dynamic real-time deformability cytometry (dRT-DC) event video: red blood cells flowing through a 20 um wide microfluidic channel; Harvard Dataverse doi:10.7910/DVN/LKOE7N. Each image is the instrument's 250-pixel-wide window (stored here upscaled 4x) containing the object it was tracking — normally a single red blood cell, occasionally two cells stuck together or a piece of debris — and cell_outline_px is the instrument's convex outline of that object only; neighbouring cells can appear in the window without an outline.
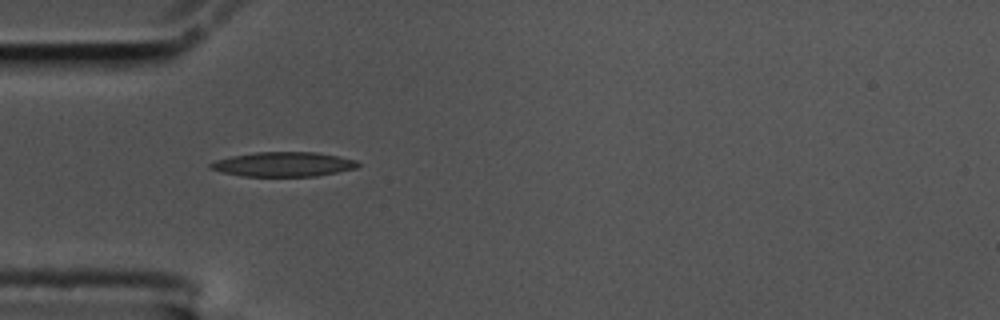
{"species": "common noctule bat (a hibernating species)", "species_latin": "Nyctalus noctula", "temperature_condition": "cold", "stored_images_in_passage": 3, "camera_frame_rate_fps": 3000, "um_per_image_px": 0.085, "animal": {"sex": "male", "body_mass_g": 17.5, "forearm_length_mm": 52.3}, "frame": {"image": 1, "passage_image": 1, "time_ms": 0.0, "image_size_px": [1000, 320], "cell_outline_px": [[360, 164], [356, 168], [316, 176], [240, 176], [220, 172], [208, 168], [208, 164], [216, 160], [232, 156], [256, 152], [316, 152], [356, 160]], "centroid_in_image_um": [24.04, 13.96], "position_along_channel_um": 61.0, "area_um2": 21.04}}